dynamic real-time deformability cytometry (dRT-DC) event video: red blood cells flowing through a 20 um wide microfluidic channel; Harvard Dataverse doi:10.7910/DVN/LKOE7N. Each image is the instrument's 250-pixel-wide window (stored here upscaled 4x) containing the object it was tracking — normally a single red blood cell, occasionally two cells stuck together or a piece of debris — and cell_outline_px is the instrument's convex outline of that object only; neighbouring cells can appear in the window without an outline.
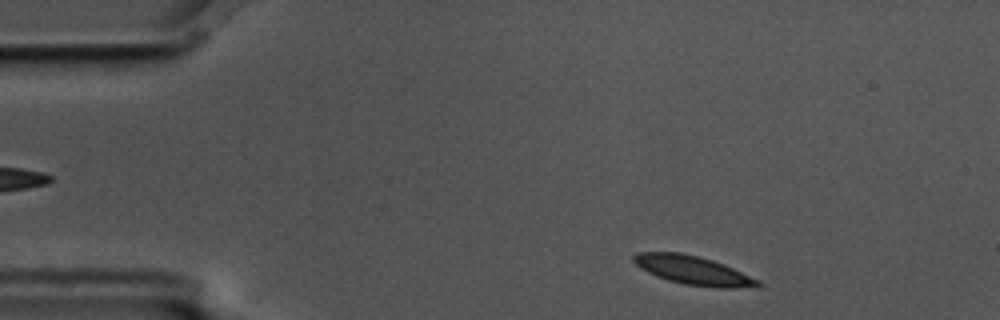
{"species": "common noctule bat (a hibernating species)", "species_latin": "Nyctalus noctula", "temperature_condition": "cold", "stored_images_in_passage": 6, "segment_of_instrument_passage": [2, 2], "camera_frame_rate_fps": 3000, "um_per_image_px": 0.085, "animal": {"sex": "male", "body_mass_g": 17.5, "forearm_length_mm": 52.3}, "frame": {"image": 1, "passage_image": 6, "time_ms": 1.667, "image_size_px": [1000, 320], "cell_outline_px": [[764, 284], [760, 288], [716, 288], [684, 284], [668, 280], [656, 276], [640, 268], [632, 260], [632, 256], [636, 252], [680, 252], [712, 260], [724, 264], [760, 280]], "centroid_in_image_um": [58.97, 23.0], "position_along_channel_um": 26.0, "area_um2": 21.1}}